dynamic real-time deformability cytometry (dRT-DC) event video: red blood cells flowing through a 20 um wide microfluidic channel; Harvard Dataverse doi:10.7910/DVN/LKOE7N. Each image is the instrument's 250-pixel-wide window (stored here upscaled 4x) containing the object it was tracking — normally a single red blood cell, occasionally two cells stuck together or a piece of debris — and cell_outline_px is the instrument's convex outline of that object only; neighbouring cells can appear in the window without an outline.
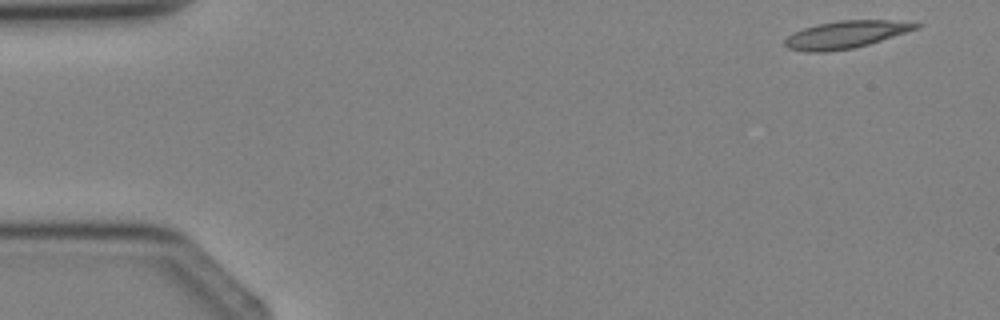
{"species": "Egyptian fruit bat (a non-hibernating species)", "species_latin": "Rousettus aegyptiacus", "temperature_condition": "cold", "stored_images_in_passage": 4, "camera_frame_rate_fps": 3000, "um_per_image_px": 0.085, "animal": {"sex": "female"}, "frame": {"image": 1, "passage_image": 1, "time_ms": 0.0, "image_size_px": [1000, 320], "cell_outline_px": [[924, 24], [920, 28], [868, 44], [852, 48], [824, 52], [804, 52], [788, 48], [784, 44], [784, 40], [788, 36], [804, 28], [816, 24], [840, 20], [888, 20]], "centroid_in_image_um": [71.89, 2.94], "position_along_channel_um": 13.1, "area_um2": 20.81}}